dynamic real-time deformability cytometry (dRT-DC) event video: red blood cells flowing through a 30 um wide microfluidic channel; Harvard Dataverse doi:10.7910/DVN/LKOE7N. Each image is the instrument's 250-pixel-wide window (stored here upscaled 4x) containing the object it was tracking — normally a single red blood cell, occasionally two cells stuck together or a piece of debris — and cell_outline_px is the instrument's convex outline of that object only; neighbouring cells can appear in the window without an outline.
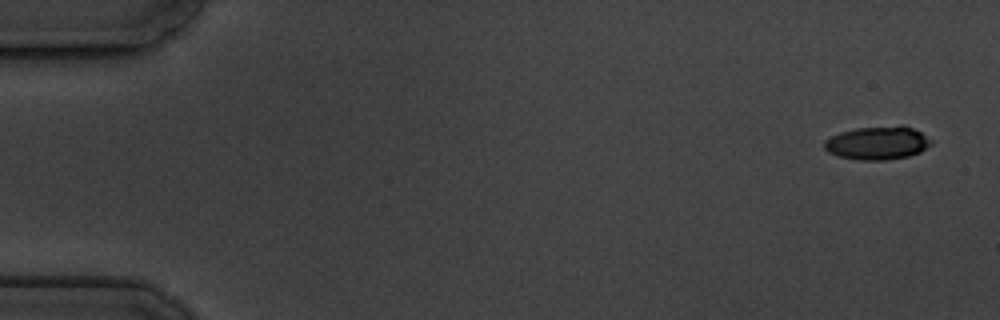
{"species": "common noctule bat (a hibernating species)", "species_latin": "Nyctalus noctula", "temperature_condition": "cold", "stored_images_in_passage": 6, "camera_frame_rate_fps": 3000, "um_per_image_px": 0.085, "animal": {"sex": "male", "body_mass_g": 19.5, "forearm_length_mm": 54.6}, "frame": {"image": 1, "passage_image": 1, "time_ms": 0.0, "image_size_px": [1000, 320], "cell_outline_px": [[932, 144], [920, 152], [908, 156], [884, 160], [860, 160], [840, 156], [828, 152], [824, 148], [824, 140], [840, 132], [856, 128], [900, 124], [904, 124], [920, 132], [932, 140]], "centroid_in_image_um": [74.6, 12.13], "position_along_channel_um": 10.4, "area_um2": 20.87}}